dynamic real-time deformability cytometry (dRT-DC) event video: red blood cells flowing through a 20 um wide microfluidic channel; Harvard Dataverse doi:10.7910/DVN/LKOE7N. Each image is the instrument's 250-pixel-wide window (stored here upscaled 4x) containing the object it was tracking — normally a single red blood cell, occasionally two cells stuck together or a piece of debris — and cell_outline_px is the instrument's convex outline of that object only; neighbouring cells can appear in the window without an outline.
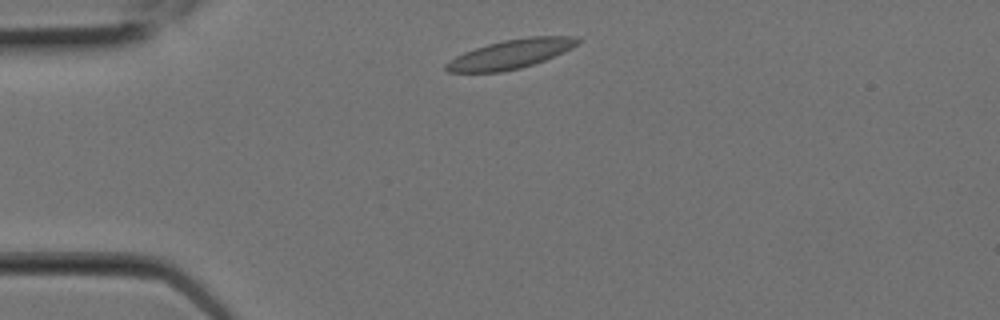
{"species": "Egyptian fruit bat (a non-hibernating species)", "species_latin": "Rousettus aegyptiacus", "temperature_condition": "room temperature", "stored_images_in_passage": 3, "camera_frame_rate_fps": 3000, "um_per_image_px": 0.085, "animal": {"sex": "female"}, "frame": {"image": 1, "passage_image": 2, "time_ms": 0.333, "image_size_px": [1000, 320], "cell_outline_px": [[584, 40], [572, 48], [564, 52], [544, 60], [520, 68], [500, 72], [448, 72], [444, 68], [444, 64], [448, 60], [464, 52], [488, 44], [504, 40], [528, 36], [580, 36]], "centroid_in_image_um": [43.44, 4.58], "position_along_channel_um": 41.6, "area_um2": 22.43}}